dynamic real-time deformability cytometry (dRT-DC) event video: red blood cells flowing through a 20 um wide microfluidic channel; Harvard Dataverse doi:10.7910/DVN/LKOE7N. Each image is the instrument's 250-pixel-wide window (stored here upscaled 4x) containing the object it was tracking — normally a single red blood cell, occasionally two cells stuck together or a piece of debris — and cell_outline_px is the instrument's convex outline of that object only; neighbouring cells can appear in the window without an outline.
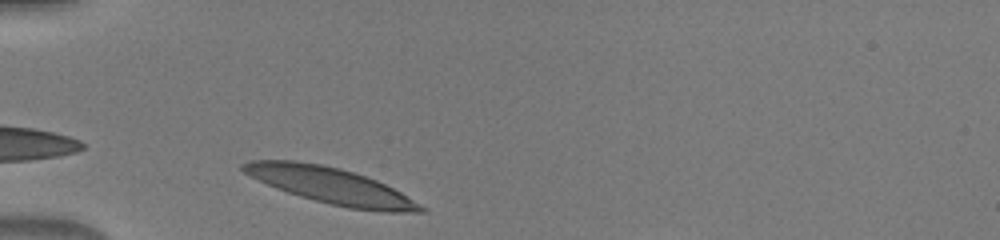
{"species": "human", "species_latin": "Homo sapiens", "temperature_condition": "warm", "stored_images_in_passage": 27, "camera_frame_rate_fps": 3000, "um_per_image_px": 0.085, "donor": {"sex": "male"}, "frame": {"image": 1, "passage_image": 1, "time_ms": 0.0, "image_size_px": [1000, 240], "cell_outline_px": [[428, 212], [384, 212], [348, 208], [300, 196], [276, 188], [244, 172], [240, 168], [240, 164], [252, 160], [296, 160], [320, 164], [340, 168], [376, 180], [400, 192], [428, 208]], "centroid_in_image_um": [28.15, 15.78], "position_along_channel_um": 56.9, "area_um2": 36.93}}